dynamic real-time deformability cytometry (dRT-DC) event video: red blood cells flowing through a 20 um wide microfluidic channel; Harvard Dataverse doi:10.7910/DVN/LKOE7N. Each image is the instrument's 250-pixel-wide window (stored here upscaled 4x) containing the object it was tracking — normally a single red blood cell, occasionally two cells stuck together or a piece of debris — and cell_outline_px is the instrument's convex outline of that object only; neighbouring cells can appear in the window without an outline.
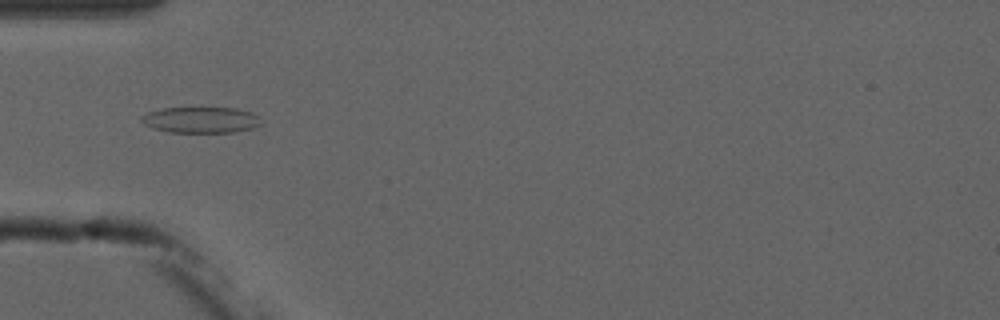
{"species": "common noctule bat (a hibernating species)", "species_latin": "Nyctalus noctula", "temperature_condition": "cold", "stored_images_in_passage": 8, "camera_frame_rate_fps": 3000, "um_per_image_px": 0.085, "animal": {"sex": "male", "forearm_length_mm": 52.5}, "frame": {"image": 1, "passage_image": 5, "time_ms": 4.667, "image_size_px": [1000, 320], "cell_outline_px": [[260, 124], [252, 128], [232, 132], [168, 132], [152, 128], [144, 124], [140, 120], [140, 116], [148, 112], [160, 108], [236, 108], [252, 112], [256, 116]], "centroid_in_image_um": [17.0, 10.19], "position_along_channel_um": 68.0, "area_um2": 18.03}}
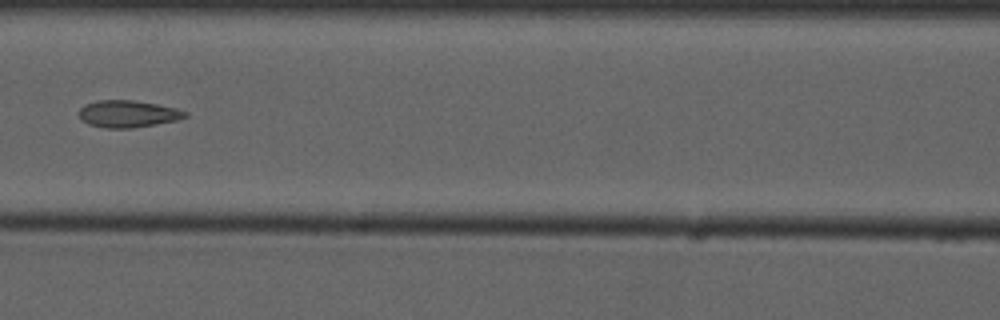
{"frame": {"image": 2, "passage_image": 7, "time_ms": 7.0, "image_size_px": [1000, 320], "cell_outline_px": [[188, 116], [176, 120], [132, 128], [104, 128], [88, 124], [80, 116], [80, 108], [84, 104], [96, 100], [132, 100], [156, 104], [176, 108], [188, 112]], "centroid_in_image_um": [10.87, 9.67], "position_along_channel_um": 155.7, "area_um2": 16.59}}
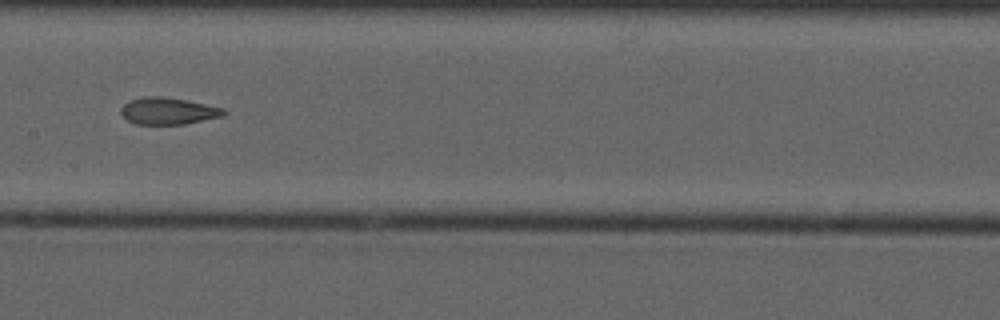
{"frame": {"image": 3, "passage_image": 8, "time_ms": 8.0, "image_size_px": [1000, 320], "cell_outline_px": [[228, 112], [224, 116], [184, 124], [136, 124], [128, 120], [120, 112], [120, 108], [128, 100], [144, 96], [164, 96], [188, 100], [224, 108]], "centroid_in_image_um": [14.31, 9.42], "position_along_channel_um": 193.1, "area_um2": 16.3}}